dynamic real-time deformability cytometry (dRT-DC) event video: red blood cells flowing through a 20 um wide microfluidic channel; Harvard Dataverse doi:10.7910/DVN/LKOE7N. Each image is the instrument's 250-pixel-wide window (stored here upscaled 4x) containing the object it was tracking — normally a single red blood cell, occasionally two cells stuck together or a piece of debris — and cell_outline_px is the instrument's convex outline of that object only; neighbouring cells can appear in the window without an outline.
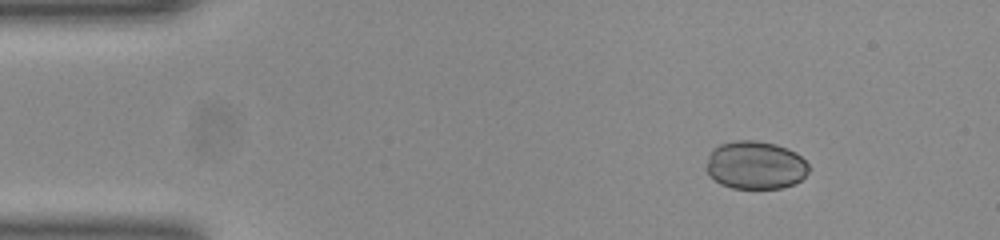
{"species": "common noctule bat (a hibernating species)", "species_latin": "Nyctalus noctula", "temperature_condition": "room temperature", "stored_images_in_passage": 47, "camera_frame_rate_fps": 3000, "um_per_image_px": 0.085, "animal": {"sex": "female", "body_mass_g": 23.0, "forearm_length_mm": 53.4}, "frame": {"image": 1, "passage_image": 2, "time_ms": 0.333, "image_size_px": [1000, 240], "cell_outline_px": [[808, 172], [796, 184], [780, 188], [732, 188], [720, 184], [704, 168], [708, 156], [712, 148], [720, 144], [736, 140], [756, 140], [776, 144], [788, 148], [796, 152], [808, 164]], "centroid_in_image_um": [64.19, 14.03], "position_along_channel_um": 20.8, "area_um2": 28.9}}
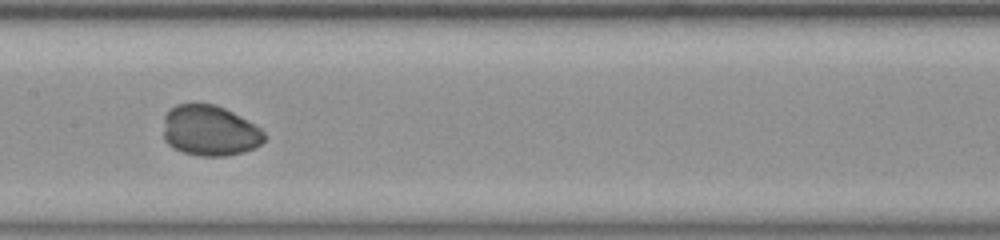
{"frame": {"image": 2, "passage_image": 21, "time_ms": 6.667, "image_size_px": [1000, 240], "cell_outline_px": [[268, 136], [260, 144], [244, 152], [228, 156], [200, 156], [184, 152], [172, 148], [164, 140], [164, 116], [176, 104], [216, 104], [240, 116], [260, 128]], "centroid_in_image_um": [17.83, 11.12], "position_along_channel_um": 189.6, "area_um2": 29.77}}
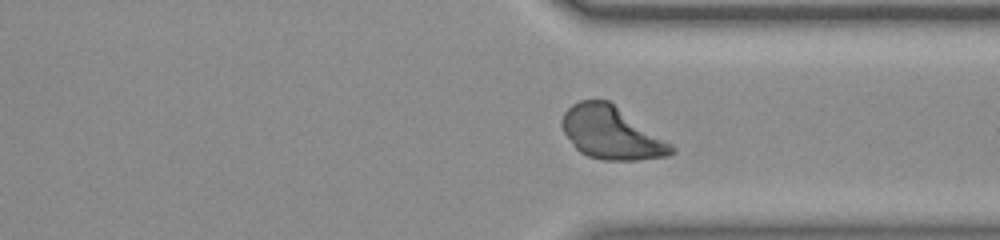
{"frame": {"image": 3, "passage_image": 34, "time_ms": 11.0, "image_size_px": [1000, 240], "cell_outline_px": [[676, 152], [668, 156], [640, 160], [604, 160], [588, 156], [580, 152], [572, 144], [564, 132], [560, 124], [560, 120], [564, 112], [572, 104], [580, 100], [608, 100], [672, 144], [676, 148]], "centroid_in_image_um": [51.96, 11.3], "position_along_channel_um": 359.4, "area_um2": 33.52}}